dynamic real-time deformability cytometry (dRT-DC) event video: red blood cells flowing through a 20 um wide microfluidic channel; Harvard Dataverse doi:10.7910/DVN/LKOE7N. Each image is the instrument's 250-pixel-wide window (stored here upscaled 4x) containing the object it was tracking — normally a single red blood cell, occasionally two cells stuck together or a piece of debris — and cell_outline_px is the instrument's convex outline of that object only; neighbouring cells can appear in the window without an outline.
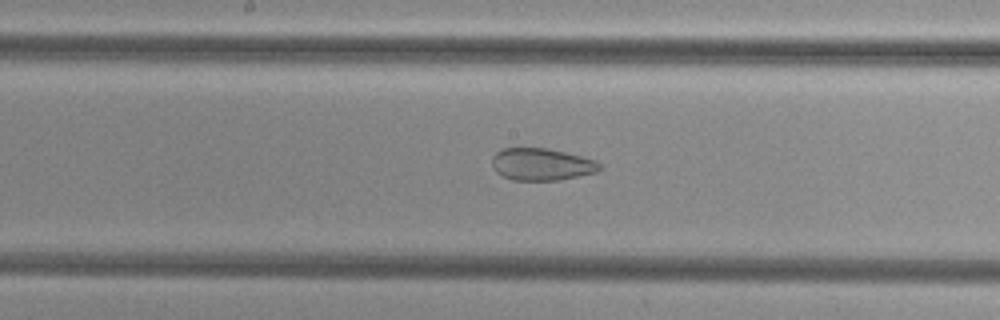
{"species": "common noctule bat (a hibernating species)", "species_latin": "Nyctalus noctula", "temperature_condition": "cold", "stored_images_in_passage": 51, "segment_of_instrument_passage": [2, 2], "camera_frame_rate_fps": 3000, "um_per_image_px": 0.085, "animal": {"sex": "female", "body_mass_g": 29.2, "forearm_length_mm": 56.3}, "frame": {"image": 1, "passage_image": 27, "time_ms": 8.667, "image_size_px": [1000, 320], "cell_outline_px": [[600, 168], [596, 172], [560, 180], [512, 180], [500, 176], [492, 168], [492, 156], [496, 152], [504, 148], [548, 148], [596, 160], [600, 164]], "centroid_in_image_um": [45.98, 13.97], "position_along_channel_um": 202.2, "area_um2": 20.23}}
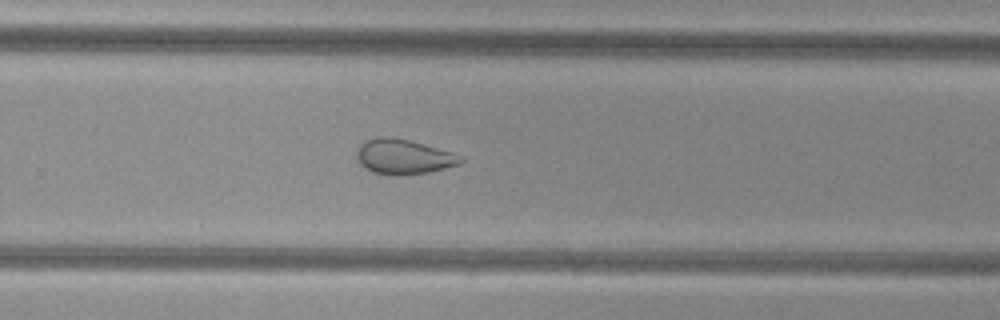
{"frame": {"image": 2, "passage_image": 34, "time_ms": 11.0, "image_size_px": [1000, 320], "cell_outline_px": [[464, 160], [460, 164], [428, 172], [400, 176], [392, 176], [372, 172], [364, 168], [356, 160], [356, 148], [364, 140], [376, 136], [392, 136], [408, 140], [452, 152]], "centroid_in_image_um": [34.2, 13.32], "position_along_channel_um": 295.6, "area_um2": 21.44}}
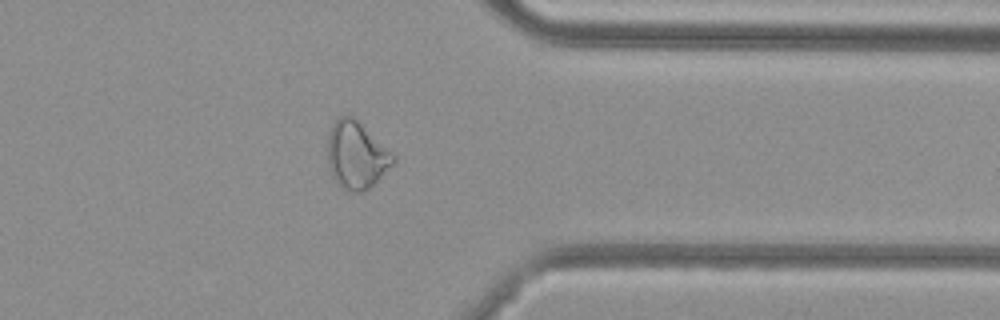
{"frame": {"image": 3, "passage_image": 41, "time_ms": 13.333, "image_size_px": [1000, 320], "cell_outline_px": [[396, 164], [364, 192], [344, 192], [336, 184], [332, 176], [328, 164], [328, 136], [332, 124], [340, 116], [352, 116], [396, 156]], "centroid_in_image_um": [30.3, 13.25], "position_along_channel_um": 381.1, "area_um2": 25.89}}